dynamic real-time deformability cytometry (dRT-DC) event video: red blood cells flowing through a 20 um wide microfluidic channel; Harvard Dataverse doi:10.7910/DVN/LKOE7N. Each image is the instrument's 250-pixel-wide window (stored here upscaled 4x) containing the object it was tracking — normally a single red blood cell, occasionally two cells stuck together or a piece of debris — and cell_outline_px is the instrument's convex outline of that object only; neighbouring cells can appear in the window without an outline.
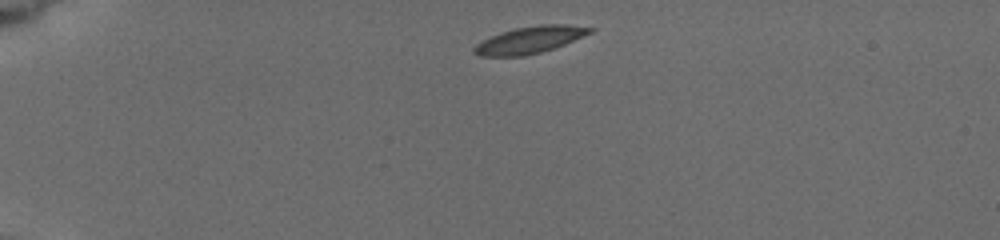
{"species": "common noctule bat (a hibernating species)", "species_latin": "Nyctalus noctula", "temperature_condition": "cold", "stored_images_in_passage": 3, "camera_frame_rate_fps": 3000, "um_per_image_px": 0.085, "animal": {"sex": "female", "body_mass_g": 19.5, "forearm_length_mm": 54.1}, "frame": {"image": 1, "passage_image": 1, "time_ms": 0.0, "image_size_px": [1000, 240], "cell_outline_px": [[596, 28], [592, 32], [564, 44], [540, 52], [524, 56], [480, 56], [472, 52], [472, 48], [480, 40], [500, 32], [516, 28], [540, 24], [568, 24]], "centroid_in_image_um": [44.99, 3.38], "position_along_channel_um": 40.0, "area_um2": 18.21}}